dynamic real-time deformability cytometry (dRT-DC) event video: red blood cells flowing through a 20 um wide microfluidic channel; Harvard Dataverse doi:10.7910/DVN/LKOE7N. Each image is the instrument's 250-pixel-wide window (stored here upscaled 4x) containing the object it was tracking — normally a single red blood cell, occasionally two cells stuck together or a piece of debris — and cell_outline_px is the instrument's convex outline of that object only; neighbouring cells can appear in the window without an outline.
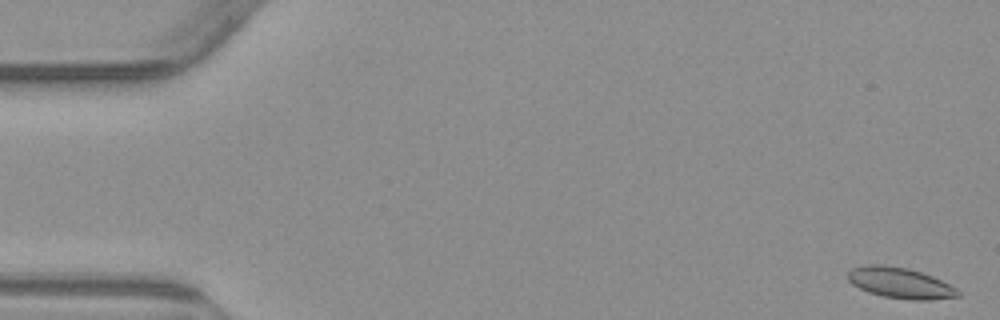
{"species": "common noctule bat (a hibernating species)", "species_latin": "Nyctalus noctula", "temperature_condition": "warm", "stored_images_in_passage": 5, "camera_frame_rate_fps": 3000, "um_per_image_px": 0.085, "animal": {"sex": "male", "body_mass_g": 23.1, "forearm_length_mm": 52.7}, "frame": {"image": 1, "passage_image": 1, "time_ms": 0.0, "image_size_px": [1000, 320], "cell_outline_px": [[960, 296], [928, 300], [912, 300], [884, 296], [868, 292], [852, 284], [848, 280], [848, 272], [852, 268], [864, 264], [884, 264], [908, 268], [932, 276], [956, 288], [960, 292]], "centroid_in_image_um": [76.49, 24.04], "position_along_channel_um": 8.5, "area_um2": 19.71}}
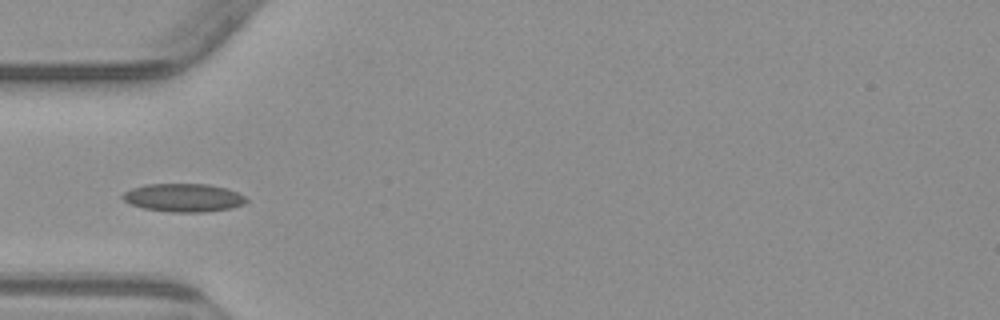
{"frame": {"image": 2, "passage_image": 5, "time_ms": 5.333, "image_size_px": [1000, 320], "cell_outline_px": [[248, 200], [244, 204], [232, 208], [204, 212], [172, 212], [144, 208], [132, 204], [124, 200], [120, 196], [124, 192], [132, 188], [144, 184], [208, 184], [228, 188], [244, 196]], "centroid_in_image_um": [15.61, 16.8], "position_along_channel_um": 69.4, "area_um2": 20.35}}